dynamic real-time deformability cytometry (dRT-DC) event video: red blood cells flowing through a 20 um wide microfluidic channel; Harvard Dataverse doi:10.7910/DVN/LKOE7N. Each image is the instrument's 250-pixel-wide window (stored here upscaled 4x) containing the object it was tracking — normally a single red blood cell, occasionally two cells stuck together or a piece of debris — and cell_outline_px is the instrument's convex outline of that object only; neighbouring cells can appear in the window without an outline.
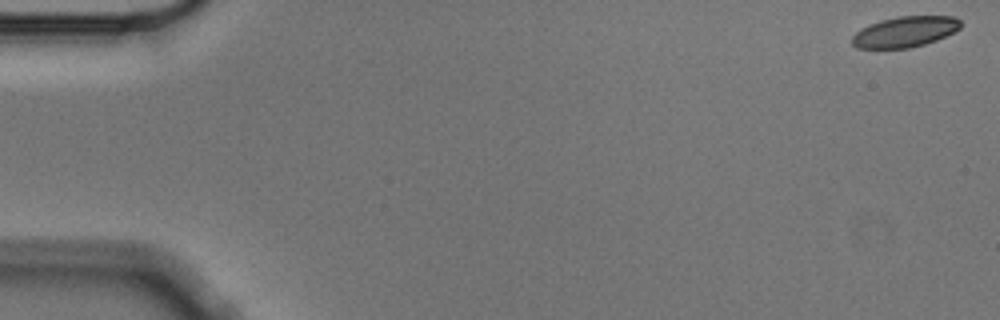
{"species": "Egyptian fruit bat (a non-hibernating species)", "species_latin": "Rousettus aegyptiacus", "temperature_condition": "cold", "stored_images_in_passage": 5, "segment_of_instrument_passage": [2, 2], "camera_frame_rate_fps": 3000, "um_per_image_px": 0.085, "animal": {"sex": "male"}, "frame": {"image": 1, "passage_image": 5, "time_ms": 1.333, "image_size_px": [1000, 320], "cell_outline_px": [[960, 28], [936, 40], [924, 44], [908, 48], [856, 48], [852, 44], [852, 36], [860, 28], [868, 24], [880, 20], [896, 16], [956, 16], [960, 20]], "centroid_in_image_um": [76.88, 2.69], "position_along_channel_um": 8.1, "area_um2": 19.42}}